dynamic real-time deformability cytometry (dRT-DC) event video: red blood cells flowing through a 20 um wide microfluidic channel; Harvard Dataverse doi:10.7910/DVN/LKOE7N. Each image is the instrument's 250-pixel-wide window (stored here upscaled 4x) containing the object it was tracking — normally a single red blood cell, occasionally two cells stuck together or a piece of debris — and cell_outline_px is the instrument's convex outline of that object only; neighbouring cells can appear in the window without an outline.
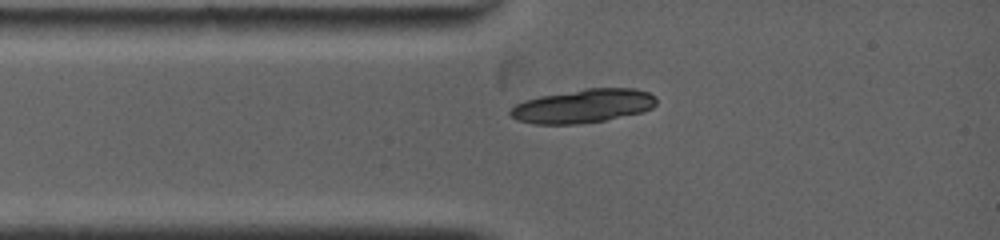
{"species": "common noctule bat (a hibernating species)", "species_latin": "Nyctalus noctula", "temperature_condition": "warm", "stored_images_in_passage": 26, "camera_frame_rate_fps": 5000, "um_per_image_px": 0.085, "animal": {"sex": "female", "body_mass_g": 19.0, "forearm_length_mm": 53.3}, "frame": {"image": 1, "passage_image": 1, "time_ms": 0.0, "image_size_px": [1000, 240], "cell_outline_px": [[656, 104], [652, 108], [644, 112], [604, 120], [576, 124], [536, 124], [516, 120], [508, 116], [508, 112], [516, 104], [524, 100], [540, 96], [584, 88], [636, 88], [648, 92], [656, 96]], "centroid_in_image_um": [49.56, 9.01], "position_along_channel_um": 35.4, "area_um2": 28.9}}
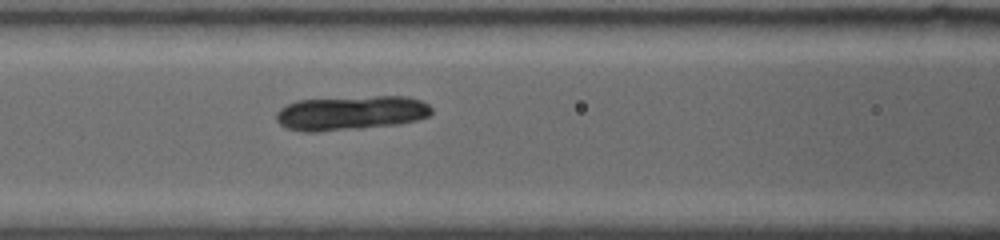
{"frame": {"image": 2, "passage_image": 12, "time_ms": 2.6, "image_size_px": [1000, 240], "cell_outline_px": [[432, 112], [428, 116], [416, 120], [400, 124], [360, 128], [316, 132], [300, 132], [288, 128], [280, 124], [276, 120], [276, 112], [280, 108], [296, 100], [376, 96], [408, 96], [420, 100], [428, 104], [432, 108]], "centroid_in_image_um": [29.82, 9.6], "position_along_channel_um": 136.8, "area_um2": 31.21}}
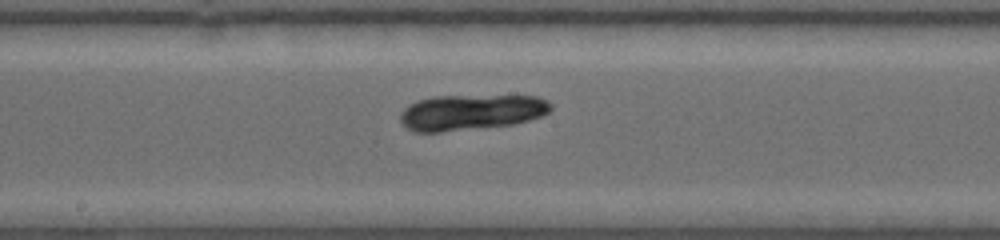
{"frame": {"image": 3, "passage_image": 20, "time_ms": 4.4, "image_size_px": [1000, 240], "cell_outline_px": [[552, 108], [544, 116], [512, 124], [440, 132], [412, 132], [400, 124], [400, 112], [408, 104], [416, 100], [432, 96], [536, 96], [548, 100], [552, 104]], "centroid_in_image_um": [40.0, 9.54], "position_along_channel_um": 208.2, "area_um2": 31.56}}